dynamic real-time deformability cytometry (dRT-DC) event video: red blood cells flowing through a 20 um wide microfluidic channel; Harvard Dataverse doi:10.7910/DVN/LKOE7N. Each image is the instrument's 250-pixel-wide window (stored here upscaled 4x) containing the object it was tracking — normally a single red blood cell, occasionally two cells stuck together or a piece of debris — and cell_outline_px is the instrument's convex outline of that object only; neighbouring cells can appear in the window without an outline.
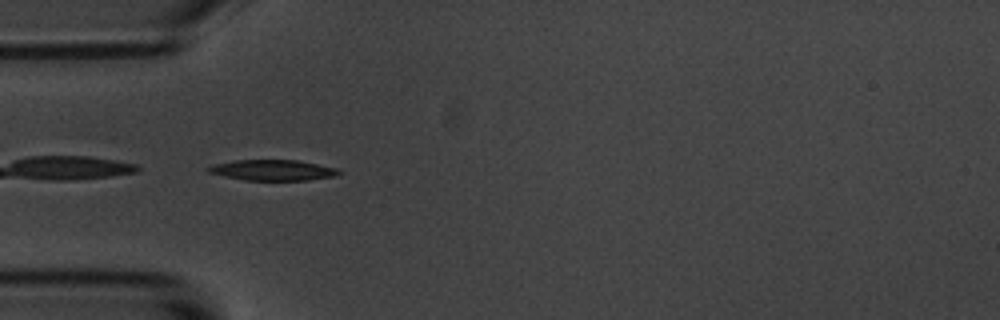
{"species": "common noctule bat (a hibernating species)", "species_latin": "Nyctalus noctula", "temperature_condition": "room temperature", "stored_images_in_passage": 3, "camera_frame_rate_fps": 3000, "um_per_image_px": 0.085, "animal": {"sex": "male", "body_mass_g": 20.1, "forearm_length_mm": 53.5}, "frame": {"image": 1, "passage_image": 1, "time_ms": 0.0, "image_size_px": [1000, 320], "cell_outline_px": [[344, 172], [336, 176], [308, 180], [244, 180], [224, 176], [208, 172], [204, 168], [212, 164], [236, 160], [296, 160], [336, 168]], "centroid_in_image_um": [23.16, 14.46], "position_along_channel_um": 61.8, "area_um2": 15.78}}
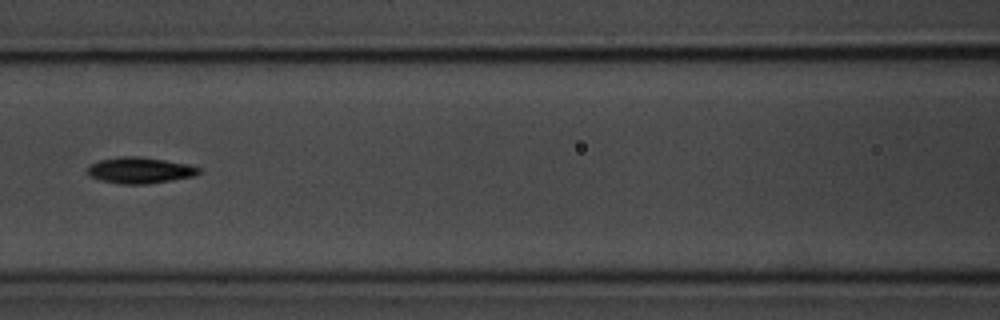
{"frame": {"image": 2, "passage_image": 3, "time_ms": 2.667, "image_size_px": [1000, 320], "cell_outline_px": [[200, 172], [196, 176], [148, 184], [120, 184], [100, 180], [88, 176], [88, 164], [100, 160], [124, 156], [140, 156], [188, 164], [200, 168]], "centroid_in_image_um": [11.88, 14.48], "position_along_channel_um": 154.7, "area_um2": 17.05}}